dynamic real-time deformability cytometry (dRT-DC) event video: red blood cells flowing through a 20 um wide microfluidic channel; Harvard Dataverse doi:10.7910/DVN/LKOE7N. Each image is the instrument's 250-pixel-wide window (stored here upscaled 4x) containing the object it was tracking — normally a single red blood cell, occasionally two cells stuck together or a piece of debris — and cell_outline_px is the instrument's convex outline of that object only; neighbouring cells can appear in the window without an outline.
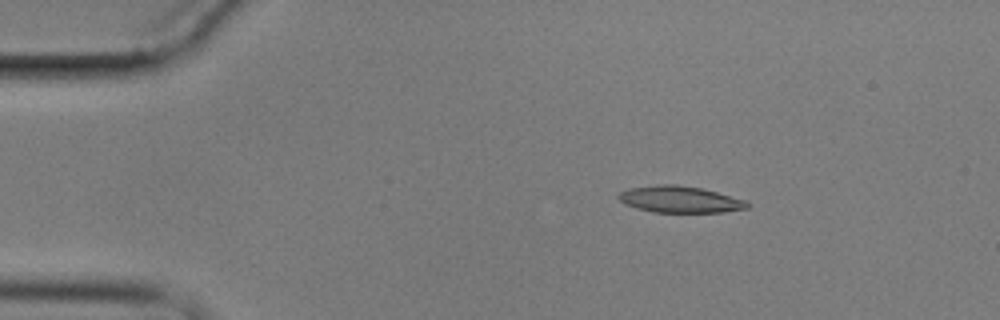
{"species": "common noctule bat (a hibernating species)", "species_latin": "Nyctalus noctula", "temperature_condition": "cold", "stored_images_in_passage": 5, "segment_of_instrument_passage": [1, 2], "camera_frame_rate_fps": 3000, "um_per_image_px": 0.085, "animal": {"sex": "male", "body_mass_g": 17.9}, "frame": {"image": 1, "passage_image": 2, "time_ms": 1.333, "image_size_px": [1000, 320], "cell_outline_px": [[752, 204], [748, 208], [724, 212], [652, 212], [636, 208], [624, 204], [616, 196], [620, 192], [628, 188], [656, 184], [676, 184], [700, 188], [748, 200]], "centroid_in_image_um": [57.8, 16.95], "position_along_channel_um": 27.2, "area_um2": 20.17}}